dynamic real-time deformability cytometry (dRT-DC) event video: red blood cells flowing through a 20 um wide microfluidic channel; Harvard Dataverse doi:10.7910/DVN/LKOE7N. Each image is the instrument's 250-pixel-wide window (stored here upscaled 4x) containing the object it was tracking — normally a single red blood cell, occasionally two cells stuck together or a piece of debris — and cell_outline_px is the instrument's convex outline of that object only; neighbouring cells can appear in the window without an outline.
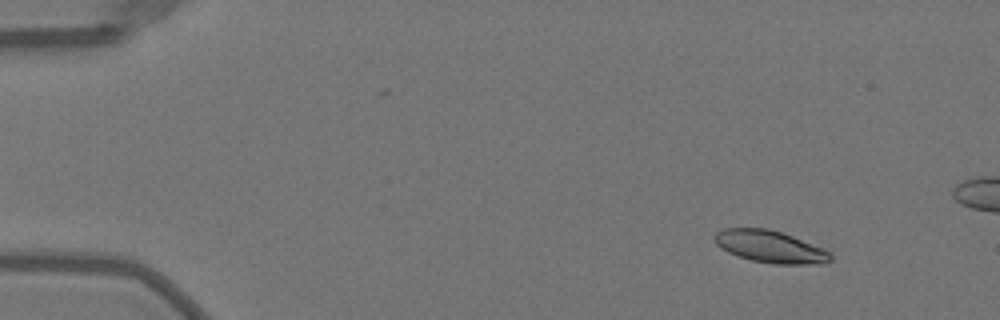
{"species": "Egyptian fruit bat (a non-hibernating species)", "species_latin": "Rousettus aegyptiacus", "temperature_condition": "warm", "stored_images_in_passage": 16, "camera_frame_rate_fps": 3000, "um_per_image_px": 0.085, "animal": {"sex": "female"}, "frame": {"image": 1, "passage_image": 5, "time_ms": 1.333, "image_size_px": [1000, 320], "cell_outline_px": [[832, 260], [824, 264], [772, 264], [752, 260], [728, 252], [720, 248], [716, 244], [716, 232], [724, 228], [768, 228], [792, 236], [820, 248], [828, 252], [832, 256]], "centroid_in_image_um": [65.45, 20.97], "position_along_channel_um": 19.5, "area_um2": 21.39}}